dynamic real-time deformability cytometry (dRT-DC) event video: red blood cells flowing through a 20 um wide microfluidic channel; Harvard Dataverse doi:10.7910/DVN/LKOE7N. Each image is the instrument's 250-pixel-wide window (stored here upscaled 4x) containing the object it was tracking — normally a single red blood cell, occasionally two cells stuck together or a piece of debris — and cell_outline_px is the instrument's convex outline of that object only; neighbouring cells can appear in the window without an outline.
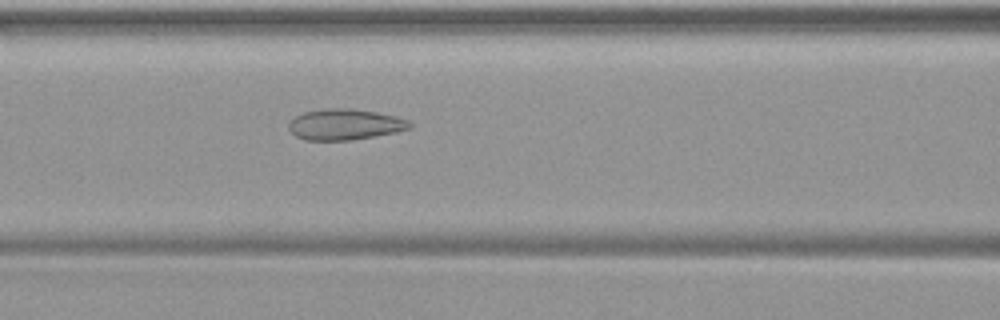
{"species": "common noctule bat (a hibernating species)", "species_latin": "Nyctalus noctula", "temperature_condition": "warm", "stored_images_in_passage": 49, "camera_frame_rate_fps": 3000, "um_per_image_px": 0.085, "animal": {"sex": "female", "body_mass_g": 19.9}, "frame": {"image": 1, "passage_image": 21, "time_ms": 6.667, "image_size_px": [1000, 320], "cell_outline_px": [[412, 128], [396, 132], [352, 140], [304, 140], [296, 136], [288, 128], [288, 124], [296, 116], [304, 112], [328, 108], [348, 108], [376, 112], [396, 116], [408, 120], [412, 124]], "centroid_in_image_um": [29.33, 10.58], "position_along_channel_um": 137.3, "area_um2": 21.73}}
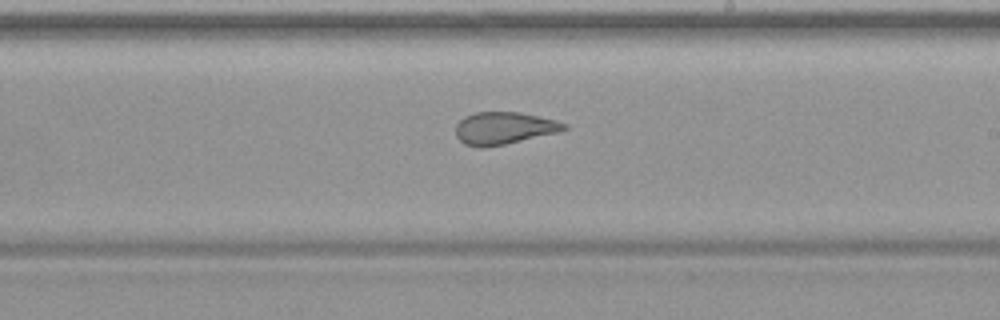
{"frame": {"image": 2, "passage_image": 29, "time_ms": 9.333, "image_size_px": [1000, 320], "cell_outline_px": [[568, 128], [556, 132], [504, 144], [484, 148], [480, 148], [464, 144], [456, 136], [456, 124], [464, 116], [476, 112], [520, 112], [556, 120], [568, 124]], "centroid_in_image_um": [42.8, 10.89], "position_along_channel_um": 246.2, "area_um2": 20.29}}
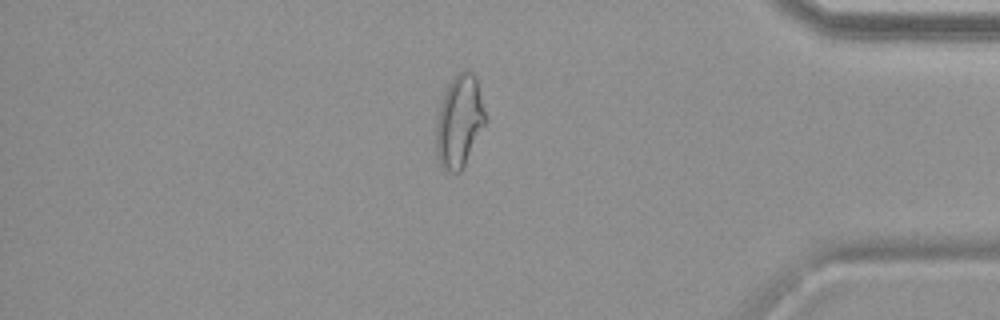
{"frame": {"image": 3, "passage_image": 42, "time_ms": 13.667, "image_size_px": [1000, 320], "cell_outline_px": [[484, 124], [460, 172], [444, 172], [440, 168], [436, 156], [436, 124], [440, 104], [444, 92], [448, 84], [460, 72], [472, 72], [476, 76], [484, 112]], "centroid_in_image_um": [38.98, 10.36], "position_along_channel_um": 396.2, "area_um2": 25.89}}